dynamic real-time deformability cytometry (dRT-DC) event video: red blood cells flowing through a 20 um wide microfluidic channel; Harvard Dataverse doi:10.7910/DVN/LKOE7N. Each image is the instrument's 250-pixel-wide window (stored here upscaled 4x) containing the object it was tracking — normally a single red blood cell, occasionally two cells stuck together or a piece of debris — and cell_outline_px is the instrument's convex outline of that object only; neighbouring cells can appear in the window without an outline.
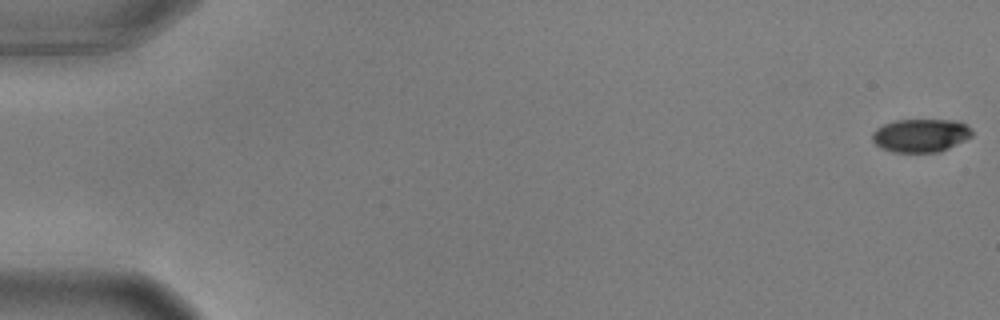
{"species": "common noctule bat (a hibernating species)", "species_latin": "Nyctalus noctula", "temperature_condition": "warm", "stored_images_in_passage": 21, "camera_frame_rate_fps": 3000, "um_per_image_px": 0.085, "animal": {"sex": "male", "body_mass_g": 17.9, "forearm_length_mm": 54.2}, "frame": {"image": 1, "passage_image": 1, "time_ms": 0.0, "image_size_px": [1000, 320], "cell_outline_px": [[972, 136], [940, 152], [892, 152], [880, 148], [872, 140], [872, 132], [876, 128], [884, 124], [896, 120], [960, 120], [968, 124], [972, 128]], "centroid_in_image_um": [78.27, 11.5], "position_along_channel_um": 6.7, "area_um2": 19.54}}
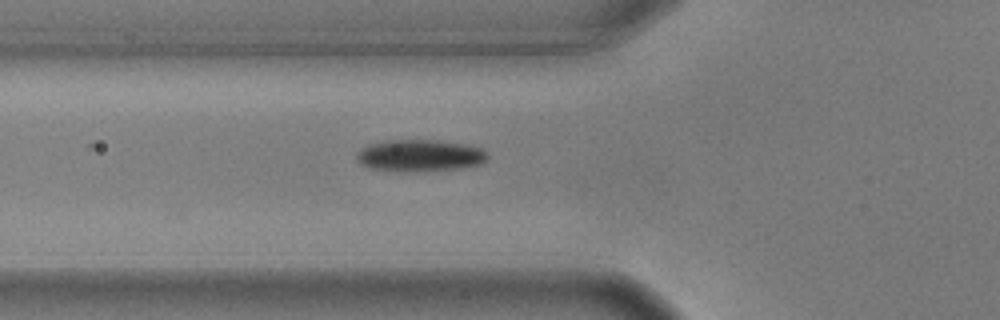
{"frame": {"image": 2, "passage_image": 21, "time_ms": 6.667, "image_size_px": [1000, 320], "cell_outline_px": [[488, 156], [480, 164], [460, 168], [416, 172], [404, 172], [368, 168], [360, 164], [356, 160], [356, 152], [360, 148], [368, 144], [380, 140], [436, 140], [464, 144], [480, 148], [488, 152]], "centroid_in_image_um": [35.6, 13.22], "position_along_channel_um": 90.2, "area_um2": 24.68}}